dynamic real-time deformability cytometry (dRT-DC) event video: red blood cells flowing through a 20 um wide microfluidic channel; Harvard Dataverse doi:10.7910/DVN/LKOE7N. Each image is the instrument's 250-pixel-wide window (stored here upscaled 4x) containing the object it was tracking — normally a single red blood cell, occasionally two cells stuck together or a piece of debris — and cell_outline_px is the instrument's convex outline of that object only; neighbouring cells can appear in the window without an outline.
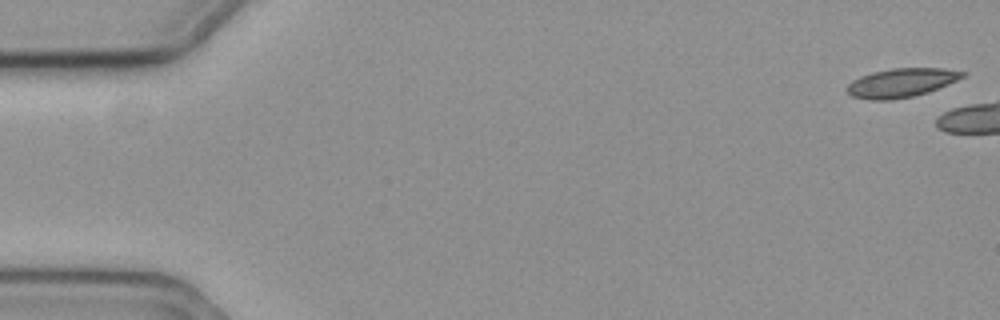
{"species": "common noctule bat (a hibernating species)", "species_latin": "Nyctalus noctula", "temperature_condition": "cold", "stored_images_in_passage": 21, "camera_frame_rate_fps": 3000, "um_per_image_px": 0.085, "animal": {"sex": "female", "body_mass_g": 19.3, "forearm_length_mm": 54.1}, "frame": {"image": 1, "passage_image": 1, "time_ms": 0.0, "image_size_px": [1000, 320], "cell_outline_px": [[968, 72], [964, 76], [948, 84], [928, 92], [912, 96], [892, 100], [872, 100], [852, 96], [844, 88], [852, 80], [860, 76], [872, 72], [892, 68], [944, 68]], "centroid_in_image_um": [76.59, 7.03], "position_along_channel_um": 8.4, "area_um2": 19.48}}
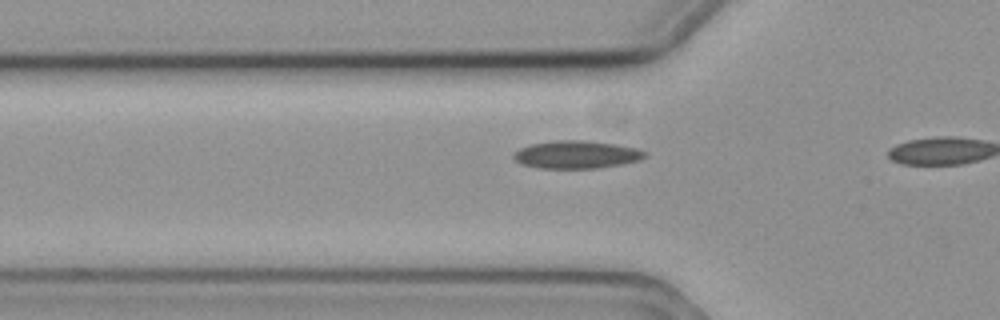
{"frame": {"image": 2, "passage_image": 19, "time_ms": 6.0, "image_size_px": [1000, 320], "cell_outline_px": [[648, 156], [640, 160], [624, 164], [596, 168], [540, 168], [520, 164], [512, 156], [520, 148], [532, 144], [556, 140], [580, 140], [616, 144], [636, 148], [648, 152]], "centroid_in_image_um": [49.05, 13.14], "position_along_channel_um": 76.8, "area_um2": 21.27}}